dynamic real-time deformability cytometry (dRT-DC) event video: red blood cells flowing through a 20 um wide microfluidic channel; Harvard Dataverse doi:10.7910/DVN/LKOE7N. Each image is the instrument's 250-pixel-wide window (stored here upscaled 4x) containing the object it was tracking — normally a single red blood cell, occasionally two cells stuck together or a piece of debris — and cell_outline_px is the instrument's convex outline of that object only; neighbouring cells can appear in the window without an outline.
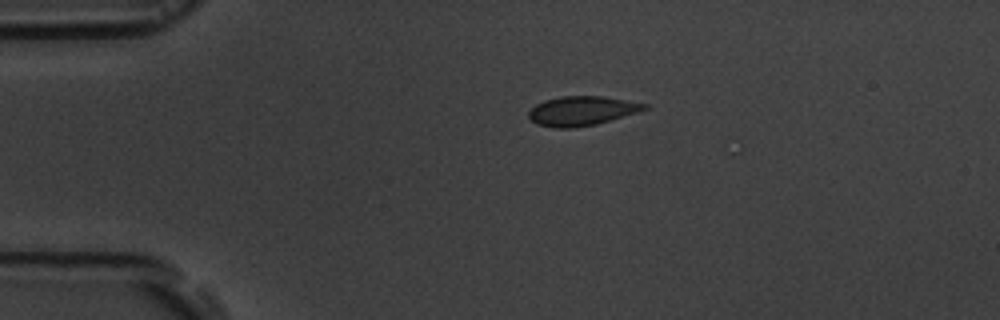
{"species": "common noctule bat (a hibernating species)", "species_latin": "Nyctalus noctula", "temperature_condition": "room temperature", "stored_images_in_passage": 2, "camera_frame_rate_fps": 3000, "um_per_image_px": 0.085, "animal": {"sex": "male", "body_mass_g": 19.5, "forearm_length_mm": 54.6}, "frame": {"image": 1, "passage_image": 1, "time_ms": 0.0, "image_size_px": [1000, 320], "cell_outline_px": [[648, 108], [640, 112], [596, 124], [572, 128], [552, 128], [536, 124], [528, 116], [528, 112], [536, 104], [544, 100], [560, 96], [604, 96], [648, 104]], "centroid_in_image_um": [49.45, 9.42], "position_along_channel_um": 35.5, "area_um2": 19.94}}